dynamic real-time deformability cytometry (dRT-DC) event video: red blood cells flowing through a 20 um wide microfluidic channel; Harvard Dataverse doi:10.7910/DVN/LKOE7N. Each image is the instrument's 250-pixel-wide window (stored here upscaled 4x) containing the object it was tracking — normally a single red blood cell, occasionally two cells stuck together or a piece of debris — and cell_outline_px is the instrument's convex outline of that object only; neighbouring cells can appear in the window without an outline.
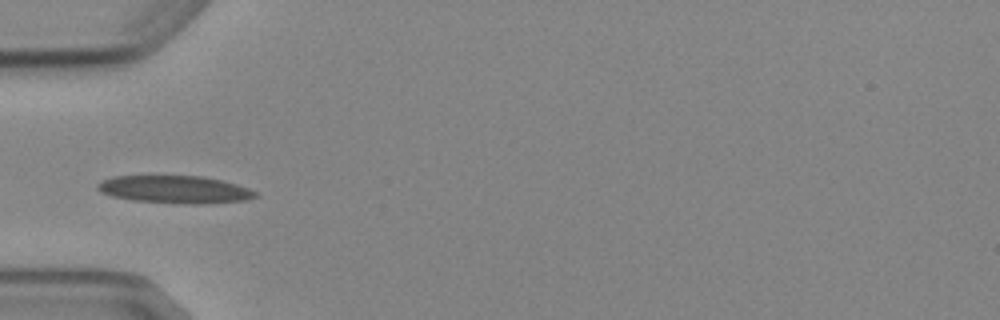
{"species": "Egyptian fruit bat (a non-hibernating species)", "species_latin": "Rousettus aegyptiacus", "temperature_condition": "cold", "stored_images_in_passage": 5, "camera_frame_rate_fps": 3000, "um_per_image_px": 0.085, "animal": {"sex": "female"}, "frame": {"image": 1, "passage_image": 5, "time_ms": 4.667, "image_size_px": [1000, 320], "cell_outline_px": [[260, 196], [248, 200], [208, 204], [188, 204], [132, 200], [112, 196], [100, 192], [96, 188], [96, 184], [100, 180], [112, 176], [204, 176], [236, 184], [248, 188], [256, 192]], "centroid_in_image_um": [14.86, 16.11], "position_along_channel_um": 70.1, "area_um2": 25.66}}